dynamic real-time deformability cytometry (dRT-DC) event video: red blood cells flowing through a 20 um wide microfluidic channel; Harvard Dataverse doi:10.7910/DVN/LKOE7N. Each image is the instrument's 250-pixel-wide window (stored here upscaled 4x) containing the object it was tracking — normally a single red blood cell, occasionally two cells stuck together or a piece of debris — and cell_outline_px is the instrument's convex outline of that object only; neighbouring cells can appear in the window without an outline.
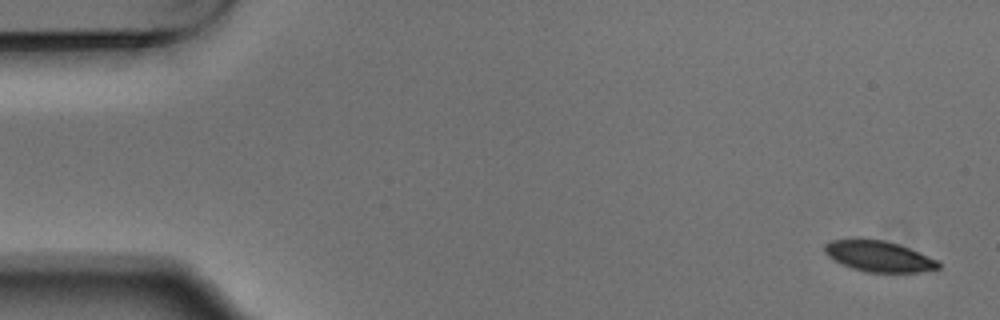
{"species": "Egyptian fruit bat (a non-hibernating species)", "species_latin": "Rousettus aegyptiacus", "temperature_condition": "warm", "stored_images_in_passage": 5, "segment_of_instrument_passage": [1, 2], "camera_frame_rate_fps": 3000, "um_per_image_px": 0.085, "animal": {"sex": "male"}, "frame": {"image": 1, "passage_image": 1, "time_ms": 0.0, "image_size_px": [1000, 320], "cell_outline_px": [[940, 268], [920, 272], [864, 272], [852, 268], [828, 256], [824, 252], [824, 244], [832, 240], [884, 240], [920, 252], [940, 260]], "centroid_in_image_um": [74.75, 21.8], "position_along_channel_um": 10.2, "area_um2": 20.11}}